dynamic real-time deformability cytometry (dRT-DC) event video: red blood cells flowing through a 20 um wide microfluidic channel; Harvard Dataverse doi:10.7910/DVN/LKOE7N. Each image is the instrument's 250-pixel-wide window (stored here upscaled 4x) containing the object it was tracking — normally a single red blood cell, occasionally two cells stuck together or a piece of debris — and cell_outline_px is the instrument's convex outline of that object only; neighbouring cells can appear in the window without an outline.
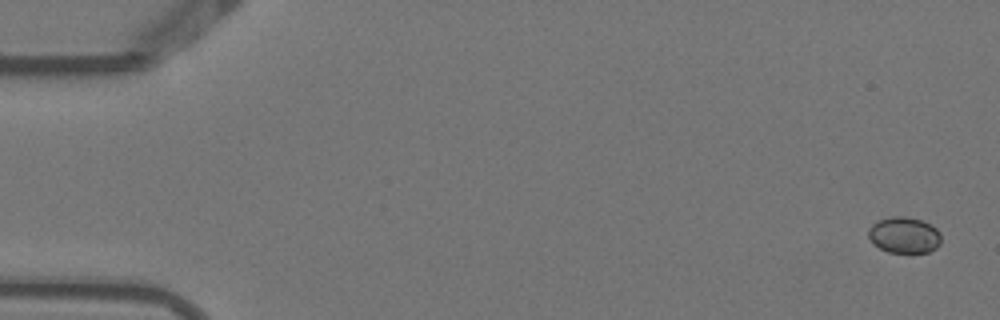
{"species": "Egyptian fruit bat (a non-hibernating species)", "species_latin": "Rousettus aegyptiacus", "temperature_condition": "warm", "stored_images_in_passage": 5, "camera_frame_rate_fps": 3000, "um_per_image_px": 0.085, "animal": {"sex": "female"}, "frame": {"image": 1, "passage_image": 1, "time_ms": 0.0, "image_size_px": [1000, 320], "cell_outline_px": [[940, 244], [936, 248], [928, 252], [888, 252], [872, 244], [868, 236], [868, 228], [872, 224], [880, 220], [892, 216], [904, 216], [920, 220], [932, 224], [940, 232]], "centroid_in_image_um": [76.85, 19.98], "position_along_channel_um": 8.2, "area_um2": 15.37}}
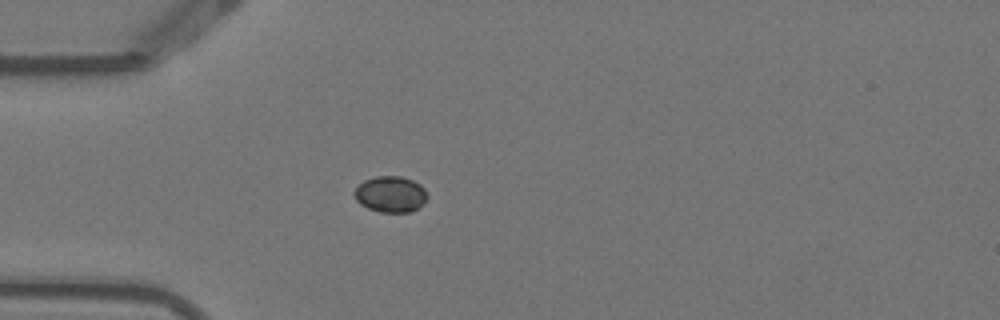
{"frame": {"image": 2, "passage_image": 5, "time_ms": 1.333, "image_size_px": [1000, 320], "cell_outline_px": [[428, 196], [424, 204], [408, 212], [380, 212], [368, 208], [360, 204], [356, 200], [352, 192], [364, 180], [376, 176], [400, 176], [412, 180], [420, 184], [424, 188]], "centroid_in_image_um": [33.19, 16.5], "position_along_channel_um": 51.8, "area_um2": 15.37}}